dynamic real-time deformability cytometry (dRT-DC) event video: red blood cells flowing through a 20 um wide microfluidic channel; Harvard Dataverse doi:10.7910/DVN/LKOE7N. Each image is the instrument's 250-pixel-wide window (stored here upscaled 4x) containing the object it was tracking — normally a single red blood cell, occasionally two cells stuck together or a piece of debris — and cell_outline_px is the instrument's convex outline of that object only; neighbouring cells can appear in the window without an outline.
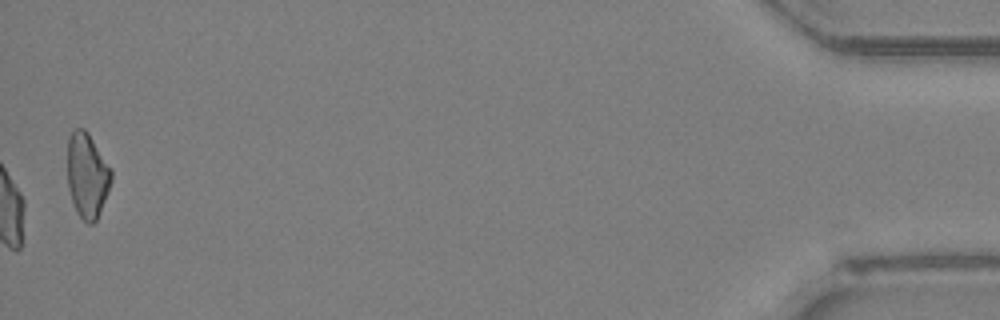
{"species": "Egyptian fruit bat (a non-hibernating species)", "species_latin": "Rousettus aegyptiacus", "temperature_condition": "room temperature", "stored_images_in_passage": 42, "camera_frame_rate_fps": 3000, "um_per_image_px": 0.085, "animal": {"sex": "female"}, "frame": {"image": 1, "passage_image": 42, "time_ms": 13.667, "image_size_px": [1000, 320], "cell_outline_px": [[112, 180], [108, 192], [100, 212], [96, 220], [92, 224], [88, 224], [76, 212], [68, 188], [68, 136], [76, 128], [84, 128], [88, 132], [112, 168]], "centroid_in_image_um": [7.43, 14.89], "position_along_channel_um": 427.8, "area_um2": 21.85}, "authors_computed_cell_mechanics": {"area_um2": 19.9988, "velocity_mm_per_s": 4.2266, "shape_relaxation_time_tau1_ms": null, "shape_relaxation_time_tau2_ms": 1.6328, "deformation_change_tau1": null, "deformation_change_tau2": 0.0738}}